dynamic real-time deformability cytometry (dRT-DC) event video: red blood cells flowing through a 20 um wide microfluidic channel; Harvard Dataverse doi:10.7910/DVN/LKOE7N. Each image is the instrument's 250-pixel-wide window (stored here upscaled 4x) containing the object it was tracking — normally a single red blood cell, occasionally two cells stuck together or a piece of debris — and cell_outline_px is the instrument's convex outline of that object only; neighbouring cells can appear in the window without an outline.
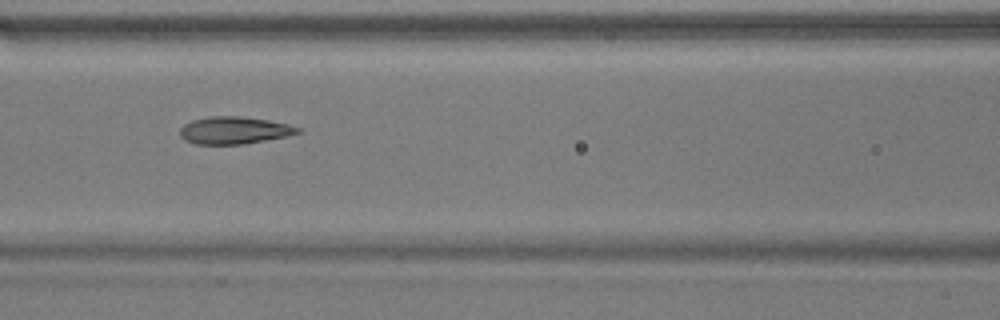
{"species": "common noctule bat (a hibernating species)", "species_latin": "Nyctalus noctula", "temperature_condition": "warm", "stored_images_in_passage": 21, "camera_frame_rate_fps": 3000, "um_per_image_px": 0.085, "animal": {"sex": "male", "body_mass_g": 17.9}, "frame": {"image": 1, "passage_image": 7, "time_ms": 2.0, "image_size_px": [1000, 320], "cell_outline_px": [[300, 132], [288, 136], [240, 144], [196, 144], [184, 140], [180, 136], [180, 128], [184, 124], [192, 120], [212, 116], [240, 116], [268, 120], [288, 124], [300, 128]], "centroid_in_image_um": [19.88, 11.07], "position_along_channel_um": 146.7, "area_um2": 18.61}}
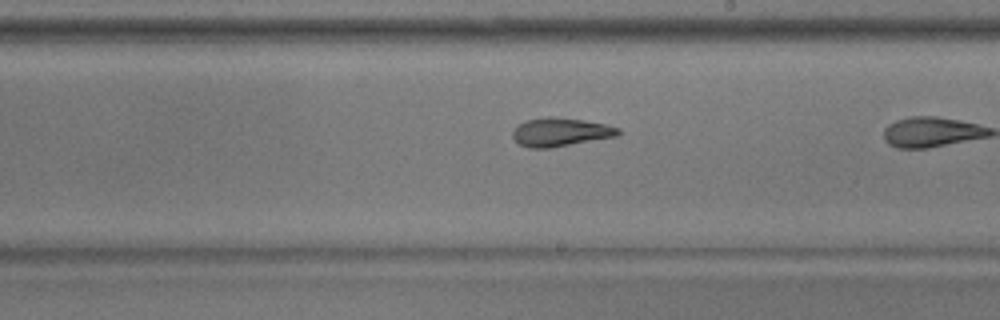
{"frame": {"image": 2, "passage_image": 12, "time_ms": 3.667, "image_size_px": [1000, 320], "cell_outline_px": [[620, 136], [552, 148], [528, 148], [520, 144], [512, 136], [512, 132], [524, 120], [548, 116], [552, 116], [584, 120], [604, 124], [620, 128]], "centroid_in_image_um": [47.67, 11.23], "position_along_channel_um": 241.3, "area_um2": 17.74}}
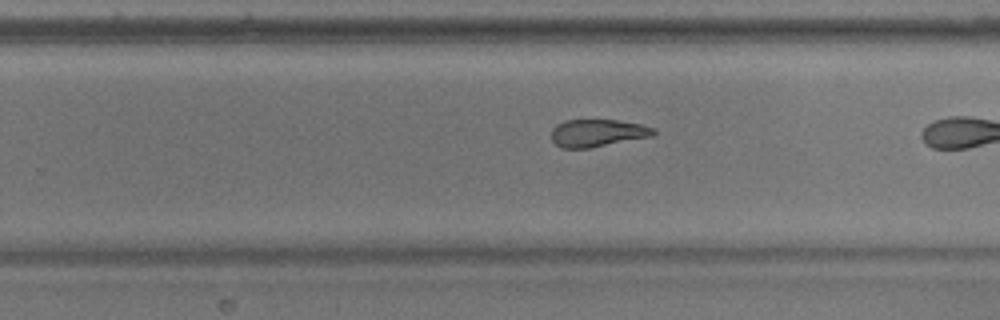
{"frame": {"image": 3, "passage_image": 15, "time_ms": 4.667, "image_size_px": [1000, 320], "cell_outline_px": [[656, 132], [652, 136], [588, 148], [560, 148], [552, 140], [552, 128], [556, 124], [564, 120], [620, 120], [640, 124], [656, 128]], "centroid_in_image_um": [50.78, 11.29], "position_along_channel_um": 279.0, "area_um2": 16.36}}